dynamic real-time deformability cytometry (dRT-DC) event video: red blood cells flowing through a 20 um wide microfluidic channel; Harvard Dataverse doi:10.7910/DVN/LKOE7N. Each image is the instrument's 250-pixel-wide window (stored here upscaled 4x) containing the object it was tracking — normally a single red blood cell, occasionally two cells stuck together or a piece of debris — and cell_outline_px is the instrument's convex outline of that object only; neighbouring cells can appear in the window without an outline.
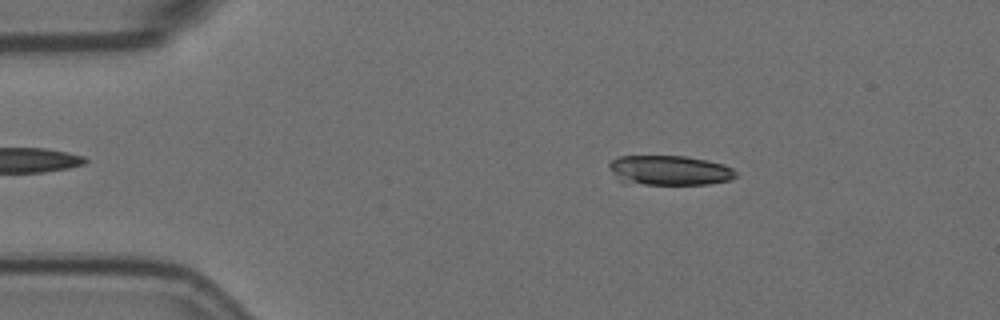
{"species": "Egyptian fruit bat (a non-hibernating species)", "species_latin": "Rousettus aegyptiacus", "temperature_condition": "room temperature", "stored_images_in_passage": 47, "camera_frame_rate_fps": 3000, "um_per_image_px": 0.085, "animal": {"sex": "female"}, "frame": {"image": 1, "passage_image": 9, "time_ms": 2.667, "image_size_px": [1000, 320], "cell_outline_px": [[740, 176], [732, 180], [708, 184], [624, 184], [620, 180], [608, 164], [612, 160], [620, 156], [684, 156], [724, 164], [732, 168]], "centroid_in_image_um": [56.96, 14.49], "position_along_channel_um": 28.0, "area_um2": 21.96}}
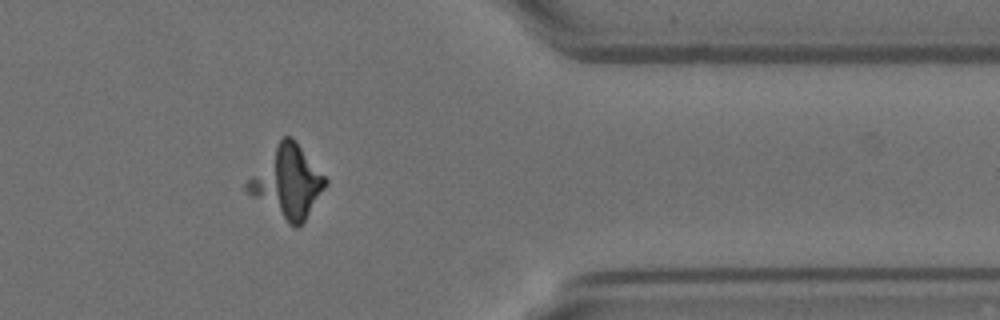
{"frame": {"image": 2, "passage_image": 45, "time_ms": 14.667, "image_size_px": [1000, 320], "cell_outline_px": [[328, 184], [304, 220], [296, 228], [288, 224], [244, 192], [244, 184], [276, 144], [284, 136], [292, 136], [296, 140], [328, 180]], "centroid_in_image_um": [24.41, 15.49], "position_along_channel_um": 387.0, "area_um2": 32.31}}